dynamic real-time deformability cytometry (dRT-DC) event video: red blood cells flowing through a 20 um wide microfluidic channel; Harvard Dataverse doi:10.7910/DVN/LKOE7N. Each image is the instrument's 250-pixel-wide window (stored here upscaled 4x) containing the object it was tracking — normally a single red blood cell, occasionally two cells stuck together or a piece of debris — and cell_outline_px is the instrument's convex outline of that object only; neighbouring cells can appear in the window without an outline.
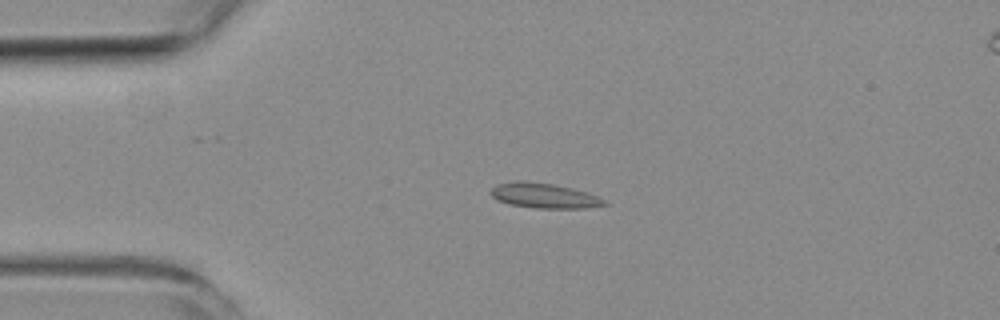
{"species": "common noctule bat (a hibernating species)", "species_latin": "Nyctalus noctula", "temperature_condition": "room temperature", "stored_images_in_passage": 6, "camera_frame_rate_fps": 3000, "um_per_image_px": 0.085, "animal": {"sex": "female", "body_mass_g": 19.3, "forearm_length_mm": 54.1}, "frame": {"image": 1, "passage_image": 4, "time_ms": 3.667, "image_size_px": [1000, 320], "cell_outline_px": [[608, 204], [584, 208], [536, 208], [508, 204], [496, 200], [492, 196], [492, 188], [496, 184], [516, 180], [524, 180], [552, 184], [572, 188], [588, 192], [604, 200]], "centroid_in_image_um": [46.21, 16.62], "position_along_channel_um": 38.8, "area_um2": 16.53}}